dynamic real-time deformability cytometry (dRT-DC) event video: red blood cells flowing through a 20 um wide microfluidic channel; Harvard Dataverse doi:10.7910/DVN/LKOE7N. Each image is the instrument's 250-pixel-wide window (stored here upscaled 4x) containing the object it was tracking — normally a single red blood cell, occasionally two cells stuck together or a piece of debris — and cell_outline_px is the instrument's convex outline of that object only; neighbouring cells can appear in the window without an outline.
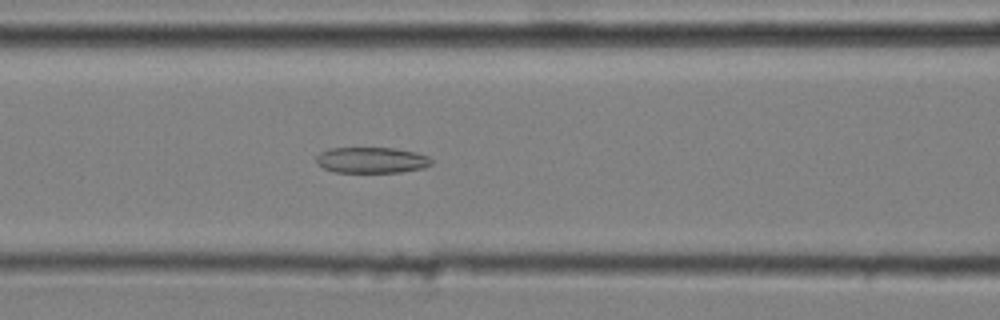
{"species": "common noctule bat (a hibernating species)", "species_latin": "Nyctalus noctula", "temperature_condition": "cold", "stored_images_in_passage": 44, "camera_frame_rate_fps": 3000, "um_per_image_px": 0.085, "animal": {"sex": "male", "body_mass_g": 20.4}, "frame": {"image": 1, "passage_image": 14, "time_ms": 4.333, "image_size_px": [1000, 320], "cell_outline_px": [[432, 164], [424, 168], [400, 172], [332, 172], [316, 164], [316, 156], [320, 152], [328, 148], [396, 148], [416, 152], [428, 156], [432, 160]], "centroid_in_image_um": [31.57, 13.61], "position_along_channel_um": 135.0, "area_um2": 17.57}}
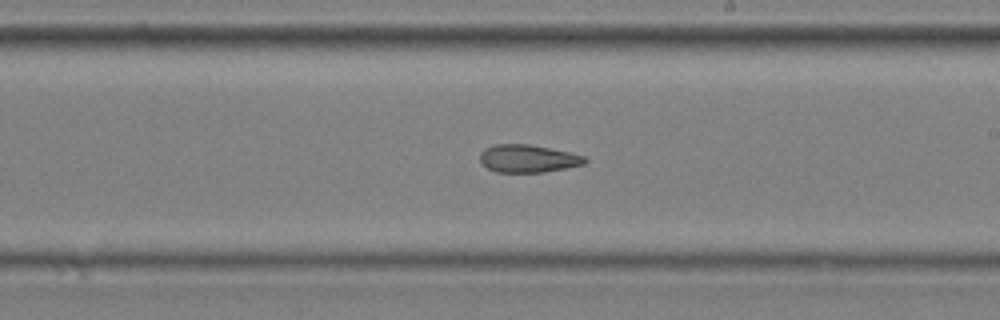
{"frame": {"image": 2, "passage_image": 23, "time_ms": 7.333, "image_size_px": [1000, 320], "cell_outline_px": [[588, 160], [584, 164], [544, 172], [496, 172], [488, 168], [480, 160], [480, 152], [484, 148], [496, 144], [528, 144], [568, 152], [584, 156]], "centroid_in_image_um": [44.85, 13.47], "position_along_channel_um": 244.1, "area_um2": 16.76}}
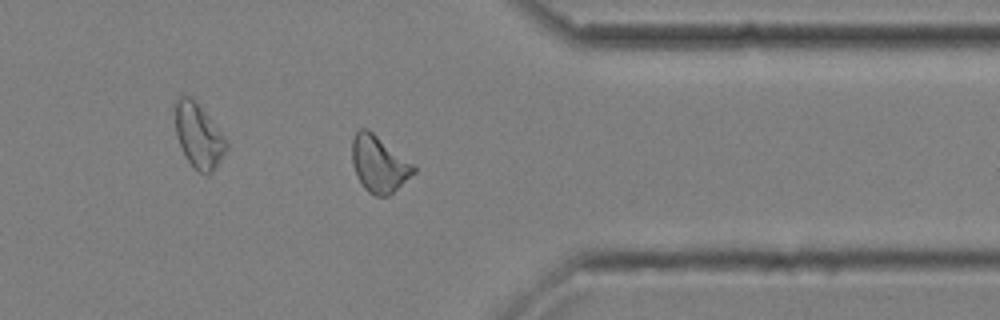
{"frame": {"image": 3, "passage_image": 35, "time_ms": 11.333, "image_size_px": [1000, 320], "cell_outline_px": [[416, 172], [388, 196], [376, 196], [368, 192], [364, 188], [352, 164], [352, 136], [360, 128], [368, 128], [416, 164]], "centroid_in_image_um": [32.24, 13.91], "position_along_channel_um": 379.2, "area_um2": 20.52}, "authors_computed_cell_mechanics": {"area_um2": 19.7387, "velocity_mm_per_s": 3.6463, "shape_relaxation_time_tau1_ms": null, "shape_relaxation_time_tau2_ms": 6.3328, "deformation_change_tau1": null, "deformation_change_tau2": 0.1449}}